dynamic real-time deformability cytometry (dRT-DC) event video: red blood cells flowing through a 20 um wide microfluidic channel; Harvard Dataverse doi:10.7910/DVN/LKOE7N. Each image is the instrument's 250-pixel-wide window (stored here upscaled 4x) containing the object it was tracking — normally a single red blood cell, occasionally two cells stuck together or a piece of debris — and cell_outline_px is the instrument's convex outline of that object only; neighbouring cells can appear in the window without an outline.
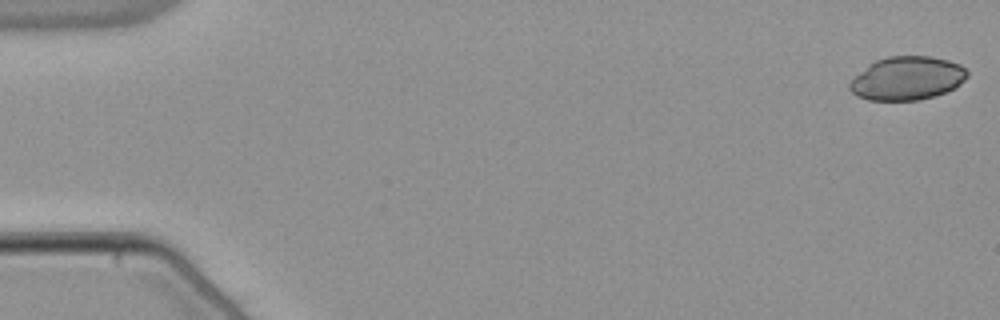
{"species": "common noctule bat (a hibernating species)", "species_latin": "Nyctalus noctula", "temperature_condition": "warm", "stored_images_in_passage": 53, "camera_frame_rate_fps": 3000, "um_per_image_px": 0.085, "animal": {"sex": "male", "body_mass_g": 21.5, "forearm_length_mm": 52.0}, "frame": {"image": 1, "passage_image": 1, "time_ms": 0.0, "image_size_px": [1000, 320], "cell_outline_px": [[968, 76], [956, 88], [920, 100], [868, 100], [856, 96], [848, 88], [848, 84], [860, 72], [876, 60], [888, 56], [932, 56], [948, 60], [960, 64], [968, 72]], "centroid_in_image_um": [77.12, 6.66], "position_along_channel_um": 7.9, "area_um2": 29.71}}
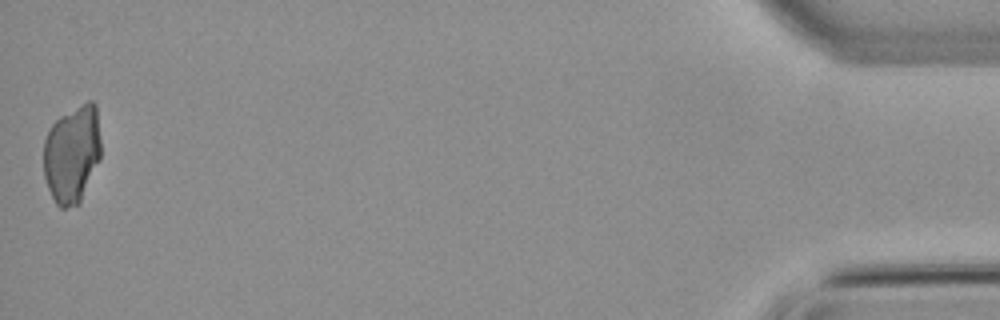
{"frame": {"image": 2, "passage_image": 53, "time_ms": 17.333, "image_size_px": [1000, 320], "cell_outline_px": [[100, 160], [80, 204], [64, 208], [60, 208], [56, 204], [48, 188], [44, 176], [44, 140], [52, 124], [60, 116], [88, 100], [92, 100], [96, 104], [100, 140]], "centroid_in_image_um": [6.14, 13.11], "position_along_channel_um": 429.1, "area_um2": 32.89}}